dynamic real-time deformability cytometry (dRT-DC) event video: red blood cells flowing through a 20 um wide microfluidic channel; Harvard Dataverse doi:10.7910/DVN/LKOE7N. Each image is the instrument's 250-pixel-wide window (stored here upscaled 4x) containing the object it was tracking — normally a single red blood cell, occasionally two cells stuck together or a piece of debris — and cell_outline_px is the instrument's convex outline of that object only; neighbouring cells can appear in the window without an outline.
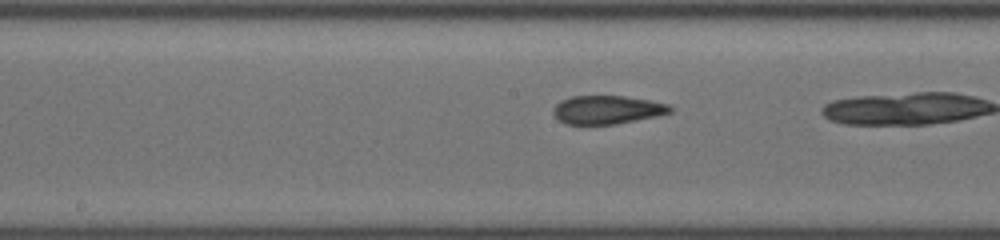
{"species": "common noctule bat (a hibernating species)", "species_latin": "Nyctalus noctula", "temperature_condition": "cold", "stored_images_in_passage": 29, "camera_frame_rate_fps": 3000, "um_per_image_px": 0.085, "animal": {"sex": "female", "body_mass_g": 19.5, "forearm_length_mm": 54.1}, "frame": {"image": 1, "passage_image": 17, "time_ms": 5.333, "image_size_px": [1000, 240], "cell_outline_px": [[672, 112], [656, 116], [616, 124], [564, 124], [552, 112], [552, 108], [560, 100], [572, 96], [624, 96], [672, 104]], "centroid_in_image_um": [51.61, 9.32], "position_along_channel_um": 196.6, "area_um2": 19.42}}